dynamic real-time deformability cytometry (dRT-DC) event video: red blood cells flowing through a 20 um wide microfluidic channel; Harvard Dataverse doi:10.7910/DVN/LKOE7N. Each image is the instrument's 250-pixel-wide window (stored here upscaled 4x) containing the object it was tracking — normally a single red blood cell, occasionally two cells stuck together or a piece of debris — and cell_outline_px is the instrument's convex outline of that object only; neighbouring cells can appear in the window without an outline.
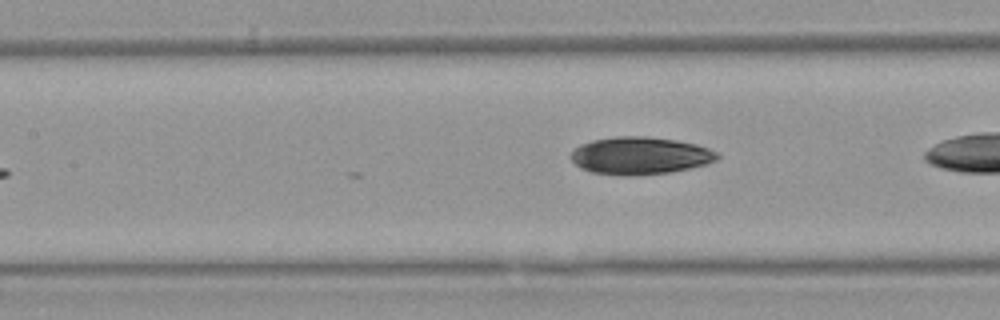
{"species": "Egyptian fruit bat (a non-hibernating species)", "species_latin": "Rousettus aegyptiacus", "temperature_condition": "warm", "stored_images_in_passage": 5, "camera_frame_rate_fps": 3000, "um_per_image_px": 0.085, "animal": {"sex": "female"}, "frame": {"image": 1, "passage_image": 5, "time_ms": 4.667, "image_size_px": [1000, 320], "cell_outline_px": [[720, 156], [716, 160], [708, 164], [668, 172], [592, 172], [580, 168], [572, 160], [572, 152], [580, 144], [592, 140], [616, 136], [644, 136], [676, 140], [696, 144], [708, 148], [716, 152]], "centroid_in_image_um": [54.44, 13.17], "position_along_channel_um": 153.0, "area_um2": 30.63}}